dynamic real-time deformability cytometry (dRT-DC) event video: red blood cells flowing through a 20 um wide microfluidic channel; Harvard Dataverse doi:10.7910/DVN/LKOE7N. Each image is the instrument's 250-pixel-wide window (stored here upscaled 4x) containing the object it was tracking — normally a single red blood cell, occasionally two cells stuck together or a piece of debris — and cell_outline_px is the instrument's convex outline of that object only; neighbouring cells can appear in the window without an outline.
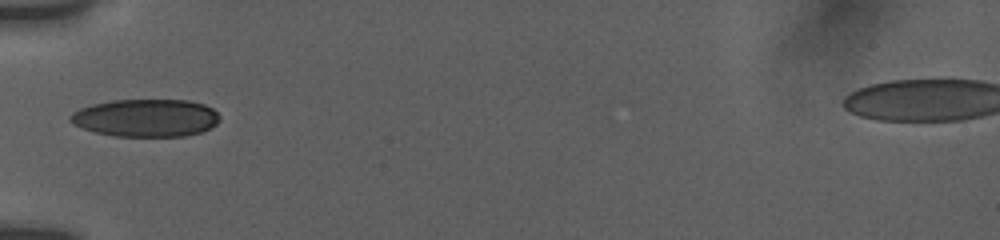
{"species": "human", "species_latin": "Homo sapiens", "temperature_condition": "room temperature", "stored_images_in_passage": 10, "camera_frame_rate_fps": 3000, "um_per_image_px": 0.085, "donor": {"sex": "female"}, "frame": {"image": 1, "passage_image": 1, "time_ms": 0.0, "image_size_px": [1000, 240], "cell_outline_px": [[220, 120], [216, 124], [200, 132], [184, 136], [116, 136], [96, 132], [84, 128], [76, 124], [72, 120], [72, 112], [80, 108], [92, 104], [112, 100], [188, 100], [204, 104], [212, 108], [220, 116]], "centroid_in_image_um": [12.45, 10.01], "position_along_channel_um": 72.6, "area_um2": 32.48}}
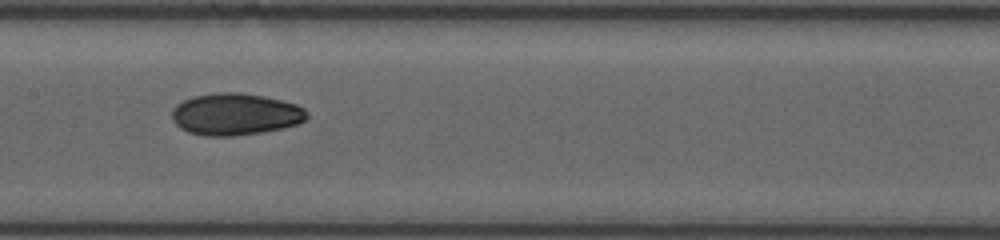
{"frame": {"image": 2, "passage_image": 4, "time_ms": 3.0, "image_size_px": [1000, 240], "cell_outline_px": [[308, 116], [304, 120], [296, 124], [264, 132], [232, 136], [204, 136], [188, 132], [180, 128], [172, 120], [172, 112], [176, 104], [192, 96], [216, 92], [240, 92], [264, 96], [296, 104], [304, 108], [308, 112]], "centroid_in_image_um": [19.98, 9.7], "position_along_channel_um": 187.4, "area_um2": 33.06}}
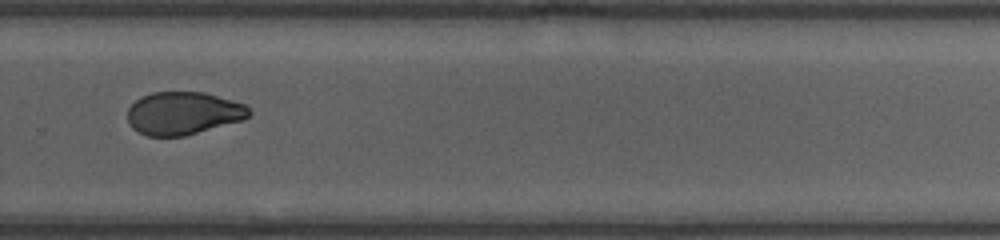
{"frame": {"image": 3, "passage_image": 9, "time_ms": 6.333, "image_size_px": [1000, 240], "cell_outline_px": [[252, 112], [244, 120], [184, 136], [148, 136], [132, 128], [128, 120], [128, 108], [140, 96], [152, 92], [204, 92], [244, 104]], "centroid_in_image_um": [15.57, 9.62], "position_along_channel_um": 314.2, "area_um2": 30.29}}